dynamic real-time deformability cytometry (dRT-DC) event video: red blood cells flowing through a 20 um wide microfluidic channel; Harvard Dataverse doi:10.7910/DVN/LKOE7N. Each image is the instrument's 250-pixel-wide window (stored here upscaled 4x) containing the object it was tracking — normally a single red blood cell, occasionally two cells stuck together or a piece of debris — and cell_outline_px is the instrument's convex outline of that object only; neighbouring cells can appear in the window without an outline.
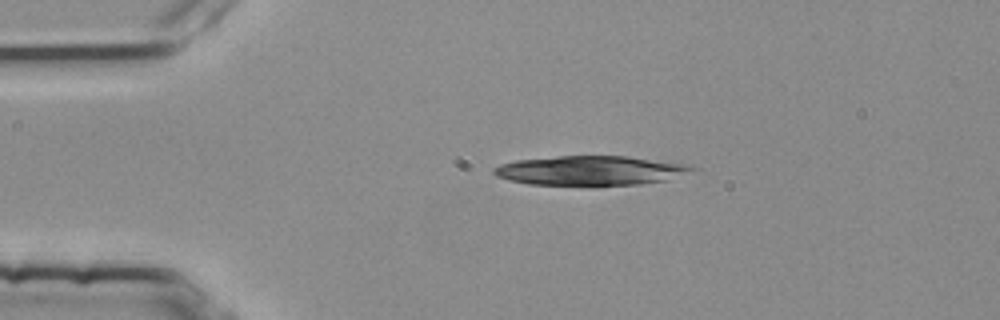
{"species": "common noctule bat (a hibernating species)", "species_latin": "Nyctalus noctula", "temperature_condition": "room temperature", "stored_images_in_passage": 5, "camera_frame_rate_fps": 3000, "um_per_image_px": 0.085, "animal": {"sex": "female", "body_mass_g": 25.1}, "frame": {"image": 1, "passage_image": 5, "time_ms": 1.333, "image_size_px": [1000, 320], "cell_outline_px": [[700, 172], [664, 180], [640, 184], [528, 184], [508, 180], [496, 176], [492, 172], [492, 168], [500, 164], [516, 160], [556, 156], [628, 156], [692, 164], [700, 168]], "centroid_in_image_um": [50.31, 14.47], "position_along_channel_um": 34.7, "area_um2": 34.28}}